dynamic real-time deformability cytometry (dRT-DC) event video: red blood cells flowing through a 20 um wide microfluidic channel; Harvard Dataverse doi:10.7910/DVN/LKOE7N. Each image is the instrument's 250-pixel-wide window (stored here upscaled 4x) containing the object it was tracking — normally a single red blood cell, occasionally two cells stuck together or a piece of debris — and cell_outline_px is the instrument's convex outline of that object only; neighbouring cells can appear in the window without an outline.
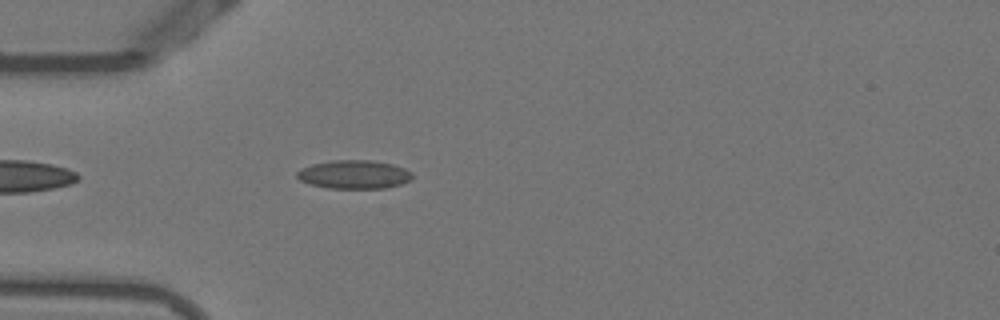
{"species": "Egyptian fruit bat (a non-hibernating species)", "species_latin": "Rousettus aegyptiacus", "temperature_condition": "warm", "stored_images_in_passage": 42, "camera_frame_rate_fps": 3000, "um_per_image_px": 0.085, "animal": {"sex": "female"}, "frame": {"image": 1, "passage_image": 4, "time_ms": 1.0, "image_size_px": [1000, 320], "cell_outline_px": [[412, 180], [400, 184], [384, 188], [328, 188], [312, 184], [300, 180], [296, 176], [296, 172], [312, 164], [332, 160], [372, 160], [392, 164], [404, 168], [412, 172]], "centroid_in_image_um": [30.12, 14.82], "position_along_channel_um": 54.9, "area_um2": 19.07}}
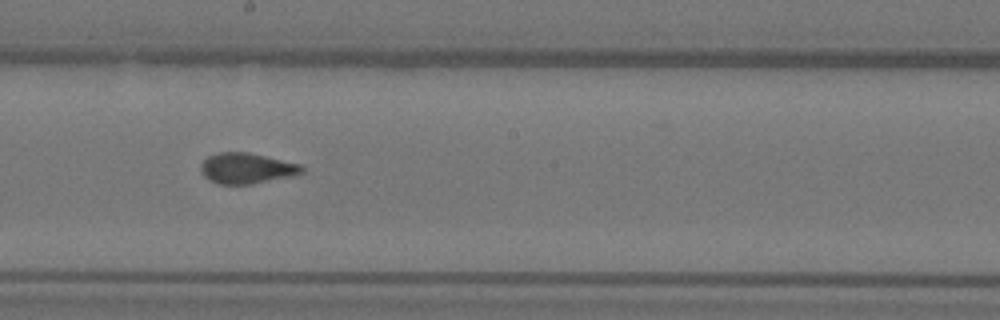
{"frame": {"image": 2, "passage_image": 18, "time_ms": 5.667, "image_size_px": [1000, 320], "cell_outline_px": [[304, 172], [296, 176], [252, 184], [220, 184], [204, 176], [200, 172], [200, 164], [208, 156], [216, 152], [248, 152], [300, 164], [304, 168]], "centroid_in_image_um": [20.99, 14.3], "position_along_channel_um": 227.2, "area_um2": 18.21}}
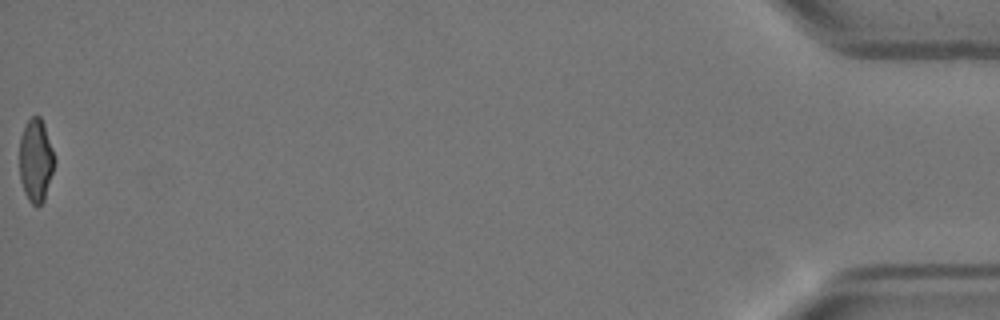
{"frame": {"image": 3, "passage_image": 42, "time_ms": 13.667, "image_size_px": [1000, 320], "cell_outline_px": [[56, 160], [44, 200], [40, 204], [32, 204], [28, 200], [24, 192], [20, 180], [20, 136], [28, 120], [32, 116], [40, 116], [44, 124]], "centroid_in_image_um": [3.04, 13.63], "position_along_channel_um": 432.2, "area_um2": 16.82}, "authors_computed_cell_mechanics": {"area_um2": 18.0914, "velocity_mm_per_s": 3.8168, "shape_relaxation_time_tau1_ms": 9.4773, "shape_relaxation_time_tau2_ms": 0.7184, "deformation_change_tau1": 0.2248, "deformation_change_tau2": 0.0857}}